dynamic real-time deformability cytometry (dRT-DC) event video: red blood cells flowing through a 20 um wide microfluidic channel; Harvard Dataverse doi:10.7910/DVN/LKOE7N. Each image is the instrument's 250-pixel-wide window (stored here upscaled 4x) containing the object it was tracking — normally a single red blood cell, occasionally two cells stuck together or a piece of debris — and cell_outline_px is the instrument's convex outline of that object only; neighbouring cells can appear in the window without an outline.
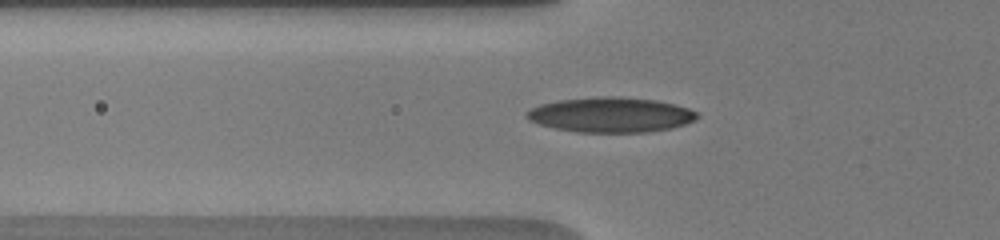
{"species": "human", "species_latin": "Homo sapiens", "temperature_condition": "warm", "stored_images_in_passage": 19, "camera_frame_rate_fps": 3000, "um_per_image_px": 0.085, "donor": {"sex": "male"}, "frame": {"image": 1, "passage_image": 2, "time_ms": 0.333, "image_size_px": [1000, 240], "cell_outline_px": [[700, 116], [696, 120], [672, 128], [648, 132], [580, 132], [556, 128], [540, 124], [528, 120], [524, 116], [524, 112], [540, 104], [560, 100], [600, 96], [620, 96], [656, 100], [688, 108], [696, 112]], "centroid_in_image_um": [51.91, 9.75], "position_along_channel_um": 73.9, "area_um2": 34.8}}
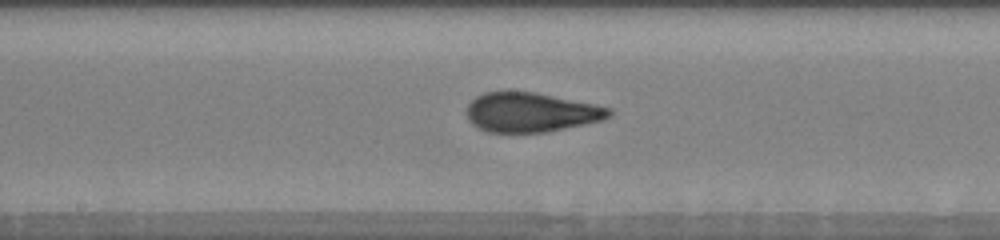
{"frame": {"image": 2, "passage_image": 14, "time_ms": 3.667, "image_size_px": [1000, 240], "cell_outline_px": [[612, 112], [604, 120], [548, 132], [488, 132], [472, 124], [468, 120], [468, 104], [476, 96], [484, 92], [536, 92], [612, 108]], "centroid_in_image_um": [45.14, 9.55], "position_along_channel_um": 203.1, "area_um2": 32.54}}
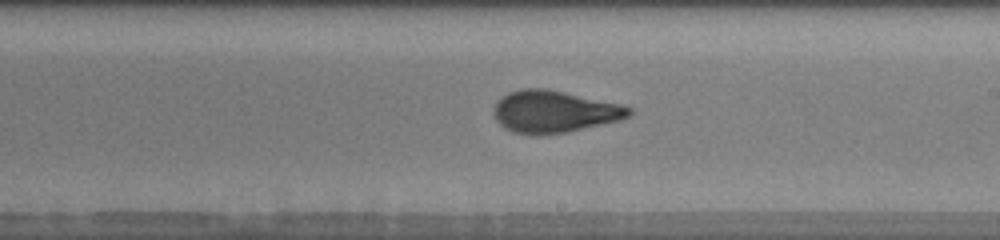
{"frame": {"image": 3, "passage_image": 18, "time_ms": 4.667, "image_size_px": [1000, 240], "cell_outline_px": [[632, 112], [628, 116], [616, 120], [568, 132], [540, 136], [532, 136], [512, 132], [504, 128], [496, 120], [492, 112], [492, 108], [496, 100], [508, 92], [520, 88], [544, 88], [564, 92], [620, 104], [632, 108]], "centroid_in_image_um": [47.0, 9.5], "position_along_channel_um": 242.0, "area_um2": 33.35}}